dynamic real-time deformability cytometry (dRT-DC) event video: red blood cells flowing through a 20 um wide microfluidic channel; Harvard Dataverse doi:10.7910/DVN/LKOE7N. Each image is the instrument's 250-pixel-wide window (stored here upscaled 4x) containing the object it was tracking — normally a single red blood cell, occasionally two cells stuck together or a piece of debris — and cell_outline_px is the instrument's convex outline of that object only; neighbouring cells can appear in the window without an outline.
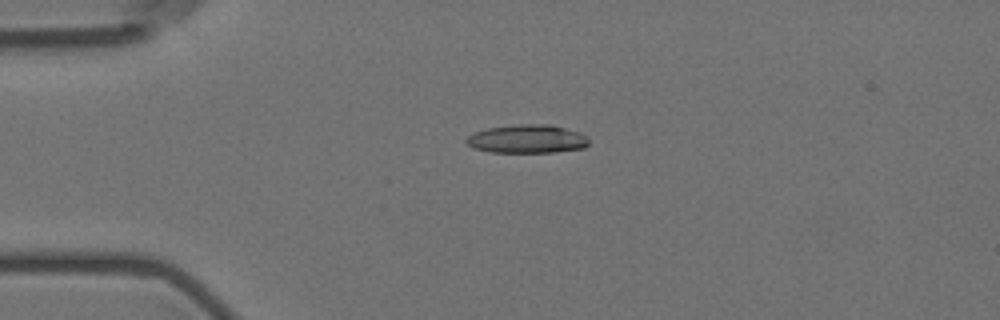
{"species": "Egyptian fruit bat (a non-hibernating species)", "species_latin": "Rousettus aegyptiacus", "temperature_condition": "room temperature", "stored_images_in_passage": 2, "camera_frame_rate_fps": 3000, "um_per_image_px": 0.085, "animal": {"sex": "female"}, "frame": {"image": 1, "passage_image": 1, "time_ms": 0.0, "image_size_px": [1000, 320], "cell_outline_px": [[588, 144], [584, 148], [552, 152], [492, 152], [472, 148], [464, 140], [468, 136], [476, 132], [488, 128], [520, 124], [548, 124], [580, 132], [588, 136]], "centroid_in_image_um": [44.82, 11.81], "position_along_channel_um": 40.2, "area_um2": 20.23}}